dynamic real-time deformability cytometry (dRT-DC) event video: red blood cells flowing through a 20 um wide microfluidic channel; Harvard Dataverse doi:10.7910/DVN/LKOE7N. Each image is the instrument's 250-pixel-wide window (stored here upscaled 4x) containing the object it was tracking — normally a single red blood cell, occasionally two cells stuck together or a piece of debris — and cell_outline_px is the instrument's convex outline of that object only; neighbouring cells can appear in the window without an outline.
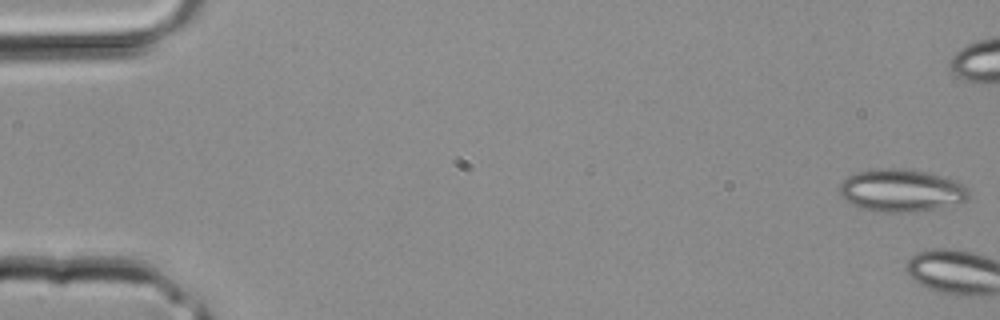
{"species": "common noctule bat (a hibernating species)", "species_latin": "Nyctalus noctula", "temperature_condition": "room temperature", "stored_images_in_passage": 5, "camera_frame_rate_fps": 3000, "um_per_image_px": 0.085, "animal": {"sex": "male", "body_mass_g": 20.4}, "frame": {"image": 1, "passage_image": 1, "time_ms": 0.0, "image_size_px": [1000, 320], "cell_outline_px": [[968, 200], [940, 208], [916, 212], [876, 212], [860, 208], [844, 200], [840, 196], [840, 184], [848, 176], [856, 172], [888, 168], [900, 168], [924, 172], [940, 176], [952, 180], [968, 188]], "centroid_in_image_um": [76.58, 16.22], "position_along_channel_um": 8.4, "area_um2": 31.91}}